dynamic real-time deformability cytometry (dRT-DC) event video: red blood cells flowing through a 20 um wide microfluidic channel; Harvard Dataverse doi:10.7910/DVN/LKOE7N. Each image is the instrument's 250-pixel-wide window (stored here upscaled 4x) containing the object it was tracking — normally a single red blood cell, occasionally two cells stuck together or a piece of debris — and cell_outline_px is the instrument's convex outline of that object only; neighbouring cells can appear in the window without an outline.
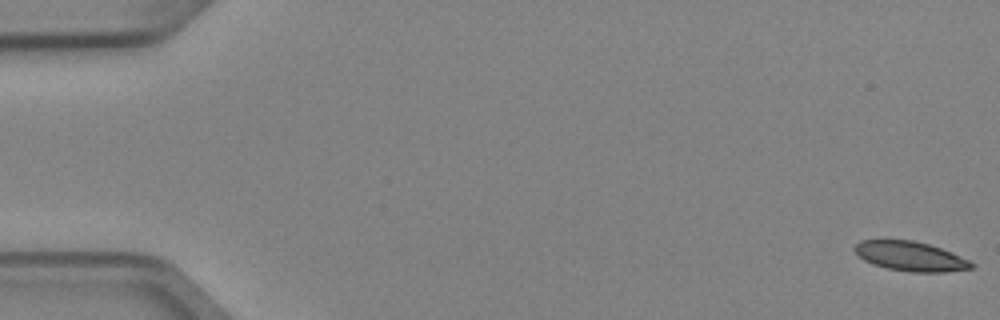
{"species": "Egyptian fruit bat (a non-hibernating species)", "species_latin": "Rousettus aegyptiacus", "temperature_condition": "cold", "stored_images_in_passage": 5, "camera_frame_rate_fps": 3000, "um_per_image_px": 0.085, "animal": {"sex": "female"}, "frame": {"image": 1, "passage_image": 1, "time_ms": 0.0, "image_size_px": [1000, 320], "cell_outline_px": [[976, 264], [972, 268], [948, 272], [912, 272], [888, 268], [872, 264], [864, 260], [852, 248], [860, 240], [912, 240], [928, 244], [940, 248], [960, 256]], "centroid_in_image_um": [77.38, 21.78], "position_along_channel_um": 7.6, "area_um2": 19.94}}
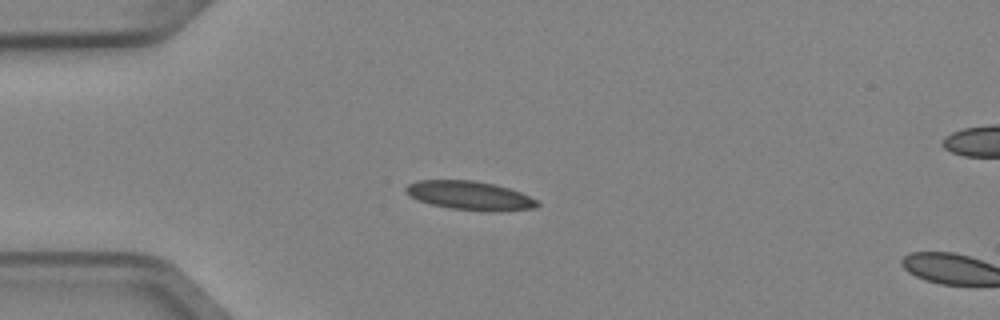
{"frame": {"image": 2, "passage_image": 4, "time_ms": 1.0, "image_size_px": [1000, 320], "cell_outline_px": [[540, 204], [536, 208], [492, 212], [488, 212], [452, 208], [432, 204], [420, 200], [404, 192], [404, 188], [408, 184], [416, 180], [472, 180], [492, 184], [508, 188], [520, 192], [536, 200]], "centroid_in_image_um": [39.93, 16.62], "position_along_channel_um": 45.1, "area_um2": 21.91}}